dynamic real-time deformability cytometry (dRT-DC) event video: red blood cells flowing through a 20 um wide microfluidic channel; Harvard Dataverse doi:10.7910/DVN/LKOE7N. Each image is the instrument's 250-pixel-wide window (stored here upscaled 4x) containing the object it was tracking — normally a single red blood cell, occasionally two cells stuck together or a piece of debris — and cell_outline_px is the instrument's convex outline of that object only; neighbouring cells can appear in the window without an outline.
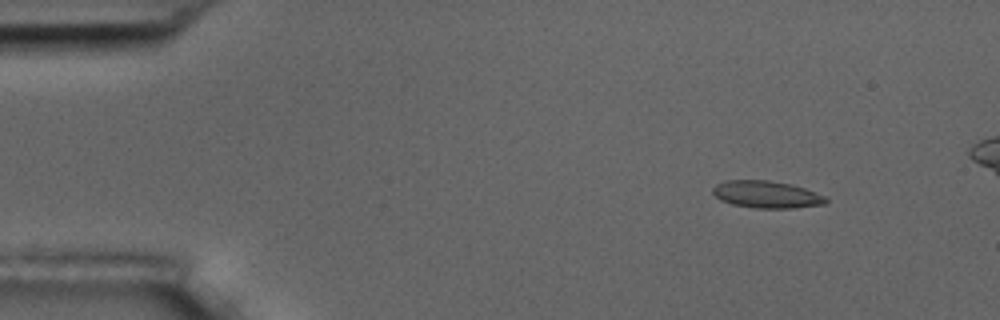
{"species": "common noctule bat (a hibernating species)", "species_latin": "Nyctalus noctula", "temperature_condition": "room temperature", "stored_images_in_passage": 4, "camera_frame_rate_fps": 3000, "um_per_image_px": 0.085, "animal": {"sex": "male", "body_mass_g": 17.5, "forearm_length_mm": 52.3}, "frame": {"image": 1, "passage_image": 1, "time_ms": 0.0, "image_size_px": [1000, 320], "cell_outline_px": [[828, 200], [824, 204], [792, 208], [756, 208], [732, 204], [720, 200], [712, 192], [712, 188], [716, 184], [724, 180], [768, 180], [792, 184], [804, 188], [824, 196]], "centroid_in_image_um": [65.12, 16.52], "position_along_channel_um": 19.9, "area_um2": 17.86}}